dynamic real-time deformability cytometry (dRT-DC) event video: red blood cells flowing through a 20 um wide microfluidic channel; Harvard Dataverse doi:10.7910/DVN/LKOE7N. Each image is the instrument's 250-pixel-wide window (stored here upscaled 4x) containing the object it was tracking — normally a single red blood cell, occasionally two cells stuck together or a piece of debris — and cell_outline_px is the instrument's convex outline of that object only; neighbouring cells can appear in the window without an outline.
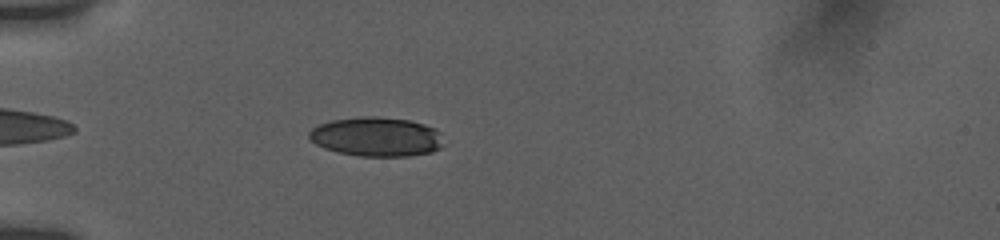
{"species": "human", "species_latin": "Homo sapiens", "temperature_condition": "room temperature", "stored_images_in_passage": 5, "camera_frame_rate_fps": 3000, "um_per_image_px": 0.085, "donor": {"sex": "female"}, "frame": {"image": 1, "passage_image": 2, "time_ms": 0.667, "image_size_px": [1000, 240], "cell_outline_px": [[440, 148], [432, 152], [408, 156], [360, 156], [336, 152], [324, 148], [316, 144], [308, 136], [308, 132], [312, 128], [320, 124], [332, 120], [364, 116], [376, 116], [408, 120], [424, 124], [436, 128], [440, 132]], "centroid_in_image_um": [31.98, 11.62], "position_along_channel_um": 53.0, "area_um2": 30.69}}
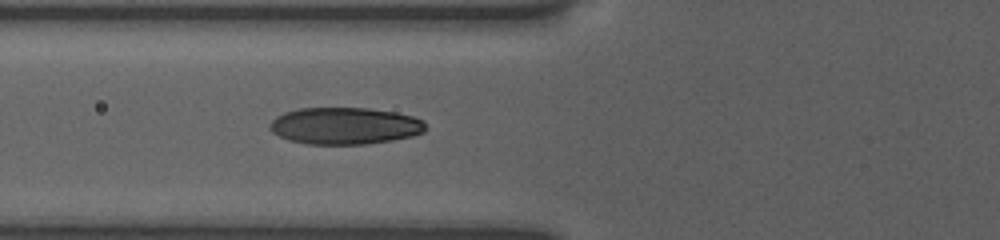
{"frame": {"image": 2, "passage_image": 5, "time_ms": 2.333, "image_size_px": [1000, 240], "cell_outline_px": [[428, 128], [424, 132], [412, 136], [392, 140], [364, 144], [308, 144], [288, 140], [272, 132], [268, 128], [272, 120], [276, 116], [284, 112], [300, 108], [368, 108], [396, 112], [412, 116], [424, 120]], "centroid_in_image_um": [29.33, 10.69], "position_along_channel_um": 96.5, "area_um2": 33.7}}